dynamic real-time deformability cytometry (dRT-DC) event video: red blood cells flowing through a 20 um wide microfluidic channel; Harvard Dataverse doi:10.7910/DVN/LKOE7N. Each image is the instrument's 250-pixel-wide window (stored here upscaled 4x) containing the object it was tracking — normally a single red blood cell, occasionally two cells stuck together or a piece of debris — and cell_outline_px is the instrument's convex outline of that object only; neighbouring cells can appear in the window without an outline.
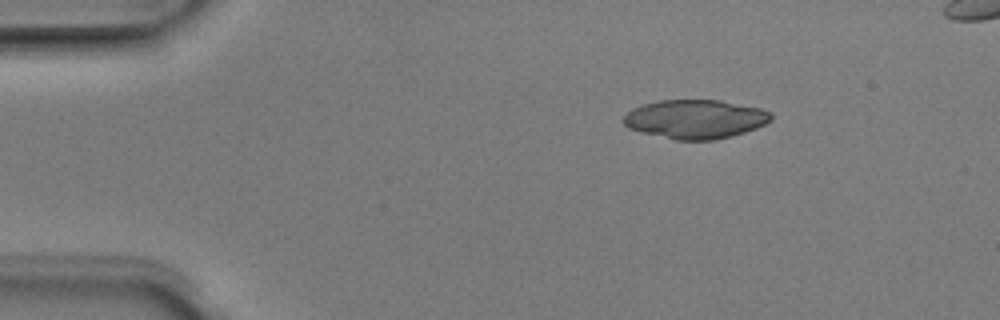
{"species": "Egyptian fruit bat (a non-hibernating species)", "species_latin": "Rousettus aegyptiacus", "temperature_condition": "room temperature", "stored_images_in_passage": 4, "camera_frame_rate_fps": 3000, "um_per_image_px": 0.085, "animal": {"sex": "male"}, "frame": {"image": 1, "passage_image": 1, "time_ms": 0.0, "image_size_px": [1000, 320], "cell_outline_px": [[772, 120], [756, 128], [732, 136], [712, 140], [676, 140], [640, 132], [628, 128], [620, 120], [632, 108], [644, 104], [660, 100], [720, 100], [760, 108], [772, 112]], "centroid_in_image_um": [59.08, 10.13], "position_along_channel_um": 25.9, "area_um2": 33.58}}